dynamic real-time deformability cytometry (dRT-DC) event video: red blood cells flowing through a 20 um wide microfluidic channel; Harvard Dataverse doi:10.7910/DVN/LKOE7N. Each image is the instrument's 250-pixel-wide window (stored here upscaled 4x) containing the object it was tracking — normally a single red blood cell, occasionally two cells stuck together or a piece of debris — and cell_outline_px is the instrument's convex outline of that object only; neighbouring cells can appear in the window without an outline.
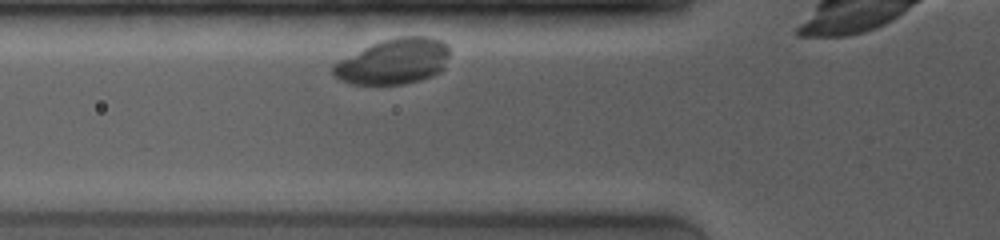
{"species": "common noctule bat (a hibernating species)", "species_latin": "Nyctalus noctula", "temperature_condition": "room temperature", "stored_images_in_passage": 9, "camera_frame_rate_fps": 4000, "um_per_image_px": 0.085, "animal": {"sex": "female", "body_mass_g": 19.0, "forearm_length_mm": 53.3}, "frame": {"image": 1, "passage_image": 4, "time_ms": 0.75, "image_size_px": [1000, 240], "cell_outline_px": [[448, 56], [444, 68], [440, 72], [432, 76], [420, 80], [404, 84], [352, 84], [340, 80], [332, 72], [332, 64], [372, 44], [396, 36], [432, 36], [448, 44]], "centroid_in_image_um": [33.49, 5.22], "position_along_channel_um": 92.3, "area_um2": 30.87}}